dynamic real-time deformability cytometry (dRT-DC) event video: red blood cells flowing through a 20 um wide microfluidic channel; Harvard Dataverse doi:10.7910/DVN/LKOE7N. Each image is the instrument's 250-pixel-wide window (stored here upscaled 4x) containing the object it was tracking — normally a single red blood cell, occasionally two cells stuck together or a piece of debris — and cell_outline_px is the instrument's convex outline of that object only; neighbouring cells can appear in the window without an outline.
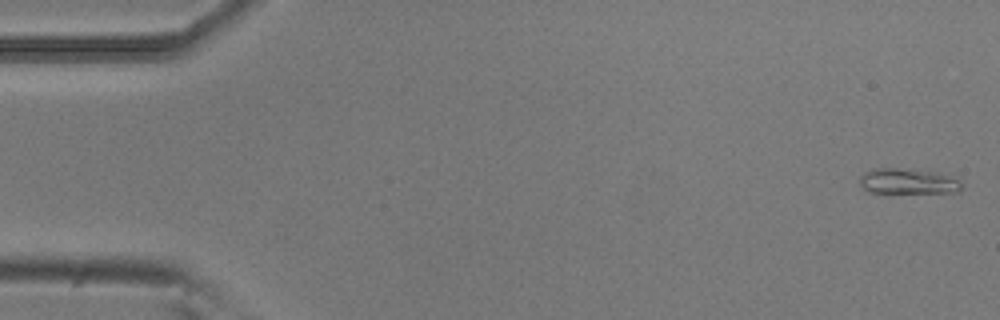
{"species": "common noctule bat (a hibernating species)", "species_latin": "Nyctalus noctula", "temperature_condition": "room temperature", "stored_images_in_passage": 11, "camera_frame_rate_fps": 3000, "um_per_image_px": 0.085, "animal": {"sex": "male", "body_mass_g": 20.5, "forearm_length_mm": 52.5}, "frame": {"image": 1, "passage_image": 1, "time_ms": 0.0, "image_size_px": [1000, 320], "cell_outline_px": [[960, 192], [868, 192], [860, 184], [860, 176], [864, 172], [872, 168], [912, 168], [940, 172], [960, 180]], "centroid_in_image_um": [77.17, 15.38], "position_along_channel_um": 7.8, "area_um2": 15.26}}